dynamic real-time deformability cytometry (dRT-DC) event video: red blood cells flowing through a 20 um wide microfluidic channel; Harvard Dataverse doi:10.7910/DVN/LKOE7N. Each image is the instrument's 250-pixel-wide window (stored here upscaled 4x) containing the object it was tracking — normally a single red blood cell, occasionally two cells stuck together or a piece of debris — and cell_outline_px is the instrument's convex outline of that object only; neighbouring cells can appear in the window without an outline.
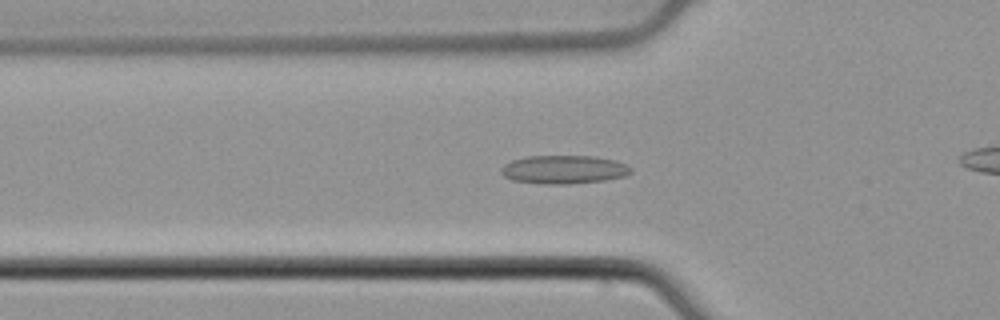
{"species": "common noctule bat (a hibernating species)", "species_latin": "Nyctalus noctula", "temperature_condition": "cold", "stored_images_in_passage": 37, "camera_frame_rate_fps": 3000, "um_per_image_px": 0.085, "animal": {"sex": "male", "body_mass_g": 21.5, "forearm_length_mm": 52.0}, "frame": {"image": 1, "passage_image": 11, "time_ms": 3.333, "image_size_px": [1000, 320], "cell_outline_px": [[632, 172], [624, 176], [604, 180], [568, 184], [544, 184], [512, 180], [504, 176], [500, 172], [500, 168], [504, 164], [512, 160], [528, 156], [596, 156], [616, 160], [628, 164], [632, 168]], "centroid_in_image_um": [47.94, 14.4], "position_along_channel_um": 77.9, "area_um2": 21.68}}
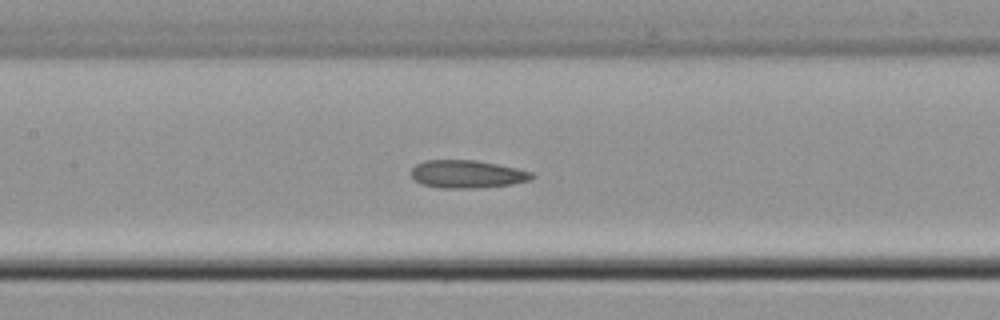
{"frame": {"image": 2, "passage_image": 18, "time_ms": 5.667, "image_size_px": [1000, 320], "cell_outline_px": [[536, 176], [532, 180], [512, 184], [472, 188], [440, 188], [424, 184], [416, 180], [412, 176], [412, 168], [416, 164], [424, 160], [476, 160], [516, 168], [532, 172]], "centroid_in_image_um": [39.74, 14.79], "position_along_channel_um": 167.7, "area_um2": 19.48}}
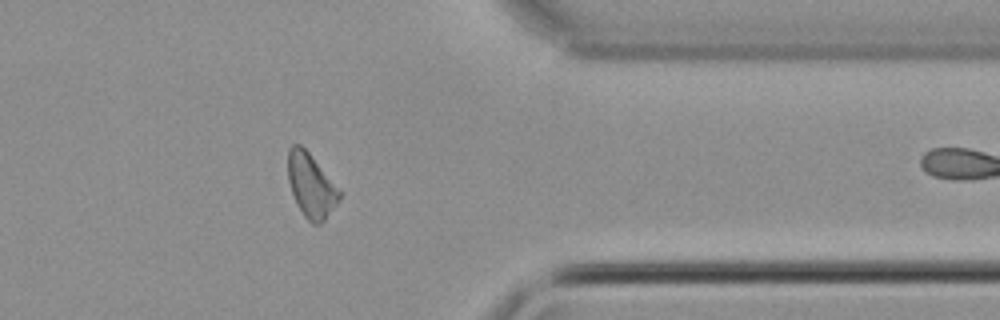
{"frame": {"image": 3, "passage_image": 36, "time_ms": 11.667, "image_size_px": [1000, 320], "cell_outline_px": [[340, 200], [324, 220], [320, 224], [312, 224], [304, 216], [292, 192], [288, 180], [288, 148], [292, 144], [300, 144], [308, 152], [340, 192]], "centroid_in_image_um": [26.41, 15.77], "position_along_channel_um": 385.0, "area_um2": 18.55}}